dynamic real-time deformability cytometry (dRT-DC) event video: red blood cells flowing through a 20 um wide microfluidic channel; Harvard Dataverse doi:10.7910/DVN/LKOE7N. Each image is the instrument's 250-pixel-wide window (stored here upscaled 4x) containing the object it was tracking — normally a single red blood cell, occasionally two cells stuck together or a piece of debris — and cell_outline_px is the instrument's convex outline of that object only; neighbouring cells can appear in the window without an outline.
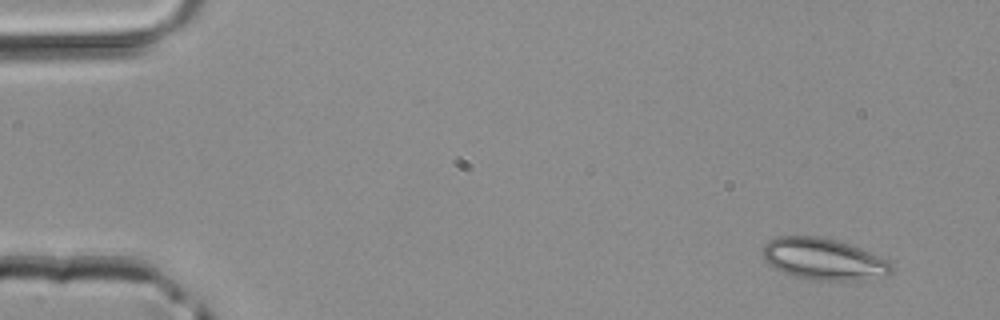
{"species": "common noctule bat (a hibernating species)", "species_latin": "Nyctalus noctula", "temperature_condition": "room temperature", "stored_images_in_passage": 3, "camera_frame_rate_fps": 3000, "um_per_image_px": 0.085, "animal": {"sex": "male", "body_mass_g": 20.4}, "frame": {"image": 1, "passage_image": 1, "time_ms": 0.0, "image_size_px": [1000, 320], "cell_outline_px": [[892, 272], [888, 276], [852, 280], [812, 280], [796, 276], [784, 272], [768, 264], [764, 260], [764, 244], [768, 240], [776, 236], [820, 236], [836, 240], [860, 248], [888, 260], [892, 268]], "centroid_in_image_um": [69.99, 22.01], "position_along_channel_um": 15.0, "area_um2": 30.98}}